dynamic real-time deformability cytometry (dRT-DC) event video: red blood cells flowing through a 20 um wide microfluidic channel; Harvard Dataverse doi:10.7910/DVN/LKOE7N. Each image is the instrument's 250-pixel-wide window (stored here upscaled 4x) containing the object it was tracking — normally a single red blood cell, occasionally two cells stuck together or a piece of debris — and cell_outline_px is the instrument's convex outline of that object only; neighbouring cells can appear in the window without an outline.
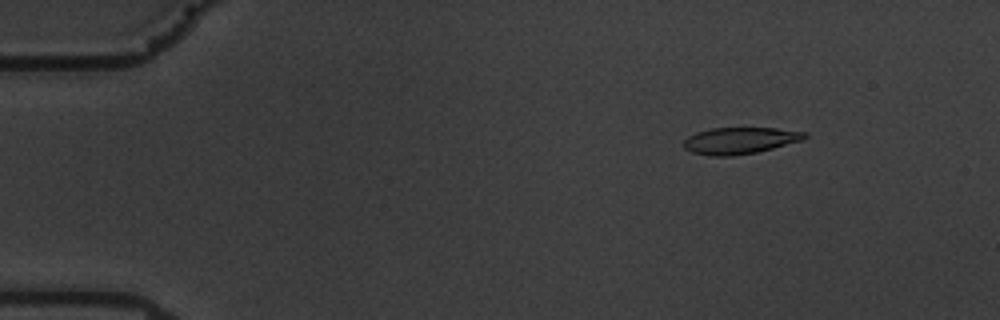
{"species": "common noctule bat (a hibernating species)", "species_latin": "Nyctalus noctula", "temperature_condition": "warm", "stored_images_in_passage": 56, "camera_frame_rate_fps": 3000, "um_per_image_px": 0.085, "animal": {"sex": "male", "body_mass_g": 19.5, "forearm_length_mm": 54.6}, "frame": {"image": 1, "passage_image": 6, "time_ms": 1.667, "image_size_px": [1000, 320], "cell_outline_px": [[808, 136], [804, 140], [756, 152], [732, 156], [708, 156], [692, 152], [684, 148], [684, 140], [688, 136], [696, 132], [712, 128], [776, 128], [808, 132]], "centroid_in_image_um": [62.9, 11.95], "position_along_channel_um": 22.1, "area_um2": 18.84}}
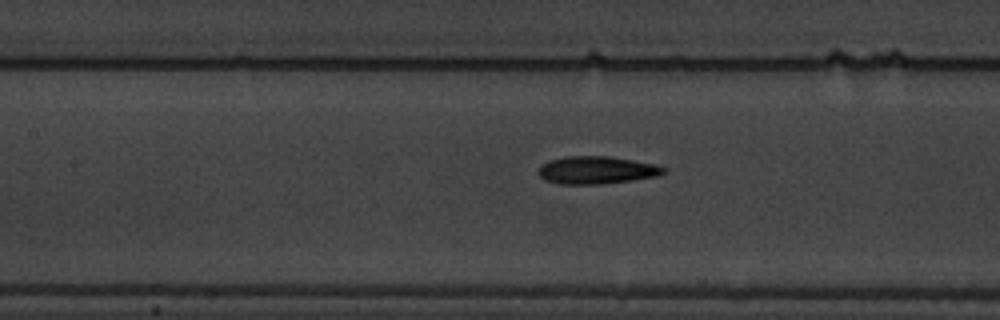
{"frame": {"image": 2, "passage_image": 25, "time_ms": 8.0, "image_size_px": [1000, 320], "cell_outline_px": [[668, 172], [656, 176], [632, 180], [600, 184], [556, 184], [544, 180], [540, 176], [540, 168], [548, 160], [564, 156], [608, 156], [656, 164], [664, 168]], "centroid_in_image_um": [50.71, 14.46], "position_along_channel_um": 156.7, "area_um2": 20.11}}
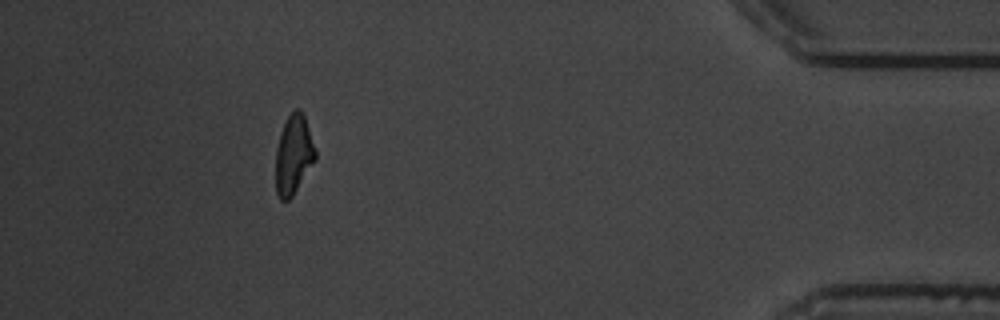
{"frame": {"image": 3, "passage_image": 51, "time_ms": 16.667, "image_size_px": [1000, 320], "cell_outline_px": [[316, 160], [292, 196], [288, 200], [280, 200], [276, 192], [276, 148], [280, 132], [288, 116], [296, 108], [300, 108], [304, 116], [316, 152]], "centroid_in_image_um": [24.94, 13.16], "position_along_channel_um": 410.3, "area_um2": 18.15}, "authors_computed_cell_mechanics": {"area_um2": 19.4786, "velocity_mm_per_s": 3.5251, "shape_relaxation_time_tau1_ms": 5.4241, "shape_relaxation_time_tau2_ms": 2.5252, "deformation_change_tau1": 0.1894, "deformation_change_tau2": 0.105}}